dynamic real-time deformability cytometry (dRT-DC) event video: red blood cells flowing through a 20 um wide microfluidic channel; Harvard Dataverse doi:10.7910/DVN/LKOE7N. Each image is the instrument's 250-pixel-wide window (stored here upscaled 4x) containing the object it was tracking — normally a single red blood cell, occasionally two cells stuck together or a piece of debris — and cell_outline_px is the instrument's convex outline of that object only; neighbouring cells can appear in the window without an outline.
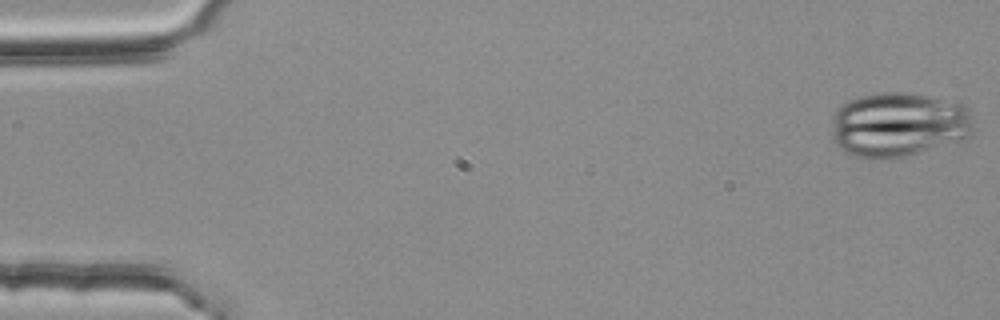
{"species": "common noctule bat (a hibernating species)", "species_latin": "Nyctalus noctula", "temperature_condition": "room temperature", "stored_images_in_passage": 55, "camera_frame_rate_fps": 3000, "um_per_image_px": 0.085, "animal": {"sex": "female", "body_mass_g": 25.1}, "frame": {"image": 1, "passage_image": 1, "time_ms": 0.0, "image_size_px": [1000, 320], "cell_outline_px": [[972, 132], [968, 136], [904, 156], [872, 160], [856, 156], [844, 152], [832, 140], [832, 116], [848, 100], [860, 96], [876, 92], [904, 92], [960, 100], [968, 108], [972, 124]], "centroid_in_image_um": [76.35, 10.55], "position_along_channel_um": 8.7, "area_um2": 53.52}}
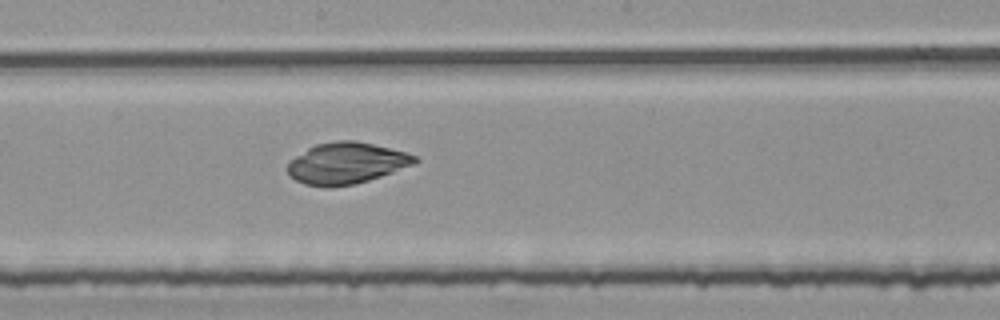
{"frame": {"image": 2, "passage_image": 29, "time_ms": 9.333, "image_size_px": [1000, 320], "cell_outline_px": [[420, 160], [416, 164], [356, 184], [328, 188], [304, 184], [296, 180], [288, 172], [288, 160], [308, 148], [316, 144], [336, 140], [352, 140], [372, 144], [404, 152], [416, 156]], "centroid_in_image_um": [29.43, 13.88], "position_along_channel_um": 218.8, "area_um2": 30.63}}
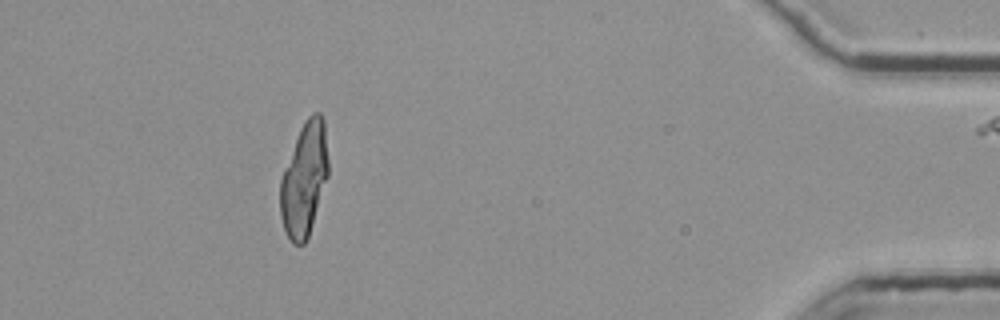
{"frame": {"image": 3, "passage_image": 49, "time_ms": 16.0, "image_size_px": [1000, 320], "cell_outline_px": [[328, 176], [308, 236], [304, 244], [292, 244], [284, 228], [280, 216], [280, 180], [300, 128], [304, 120], [312, 112], [320, 112], [324, 120], [328, 160]], "centroid_in_image_um": [25.86, 15.22], "position_along_channel_um": 409.3, "area_um2": 31.5}}